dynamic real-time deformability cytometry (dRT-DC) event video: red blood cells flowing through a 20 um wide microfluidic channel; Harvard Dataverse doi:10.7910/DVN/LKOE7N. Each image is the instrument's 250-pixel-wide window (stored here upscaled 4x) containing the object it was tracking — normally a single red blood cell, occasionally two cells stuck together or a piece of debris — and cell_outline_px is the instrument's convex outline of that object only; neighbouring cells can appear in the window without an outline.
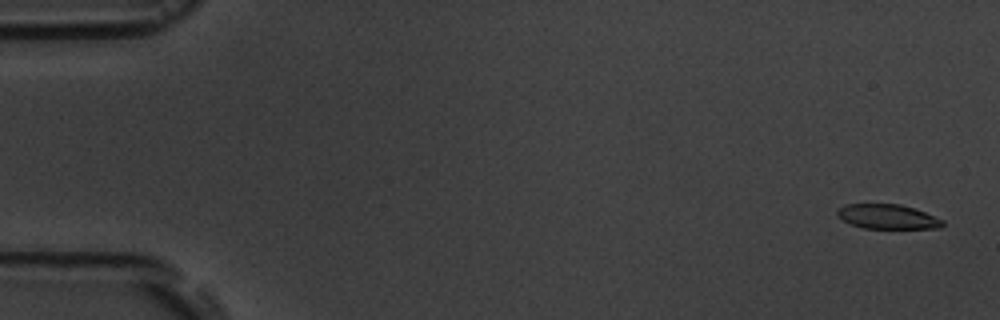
{"species": "common noctule bat (a hibernating species)", "species_latin": "Nyctalus noctula", "temperature_condition": "room temperature", "stored_images_in_passage": 5, "camera_frame_rate_fps": 3000, "um_per_image_px": 0.085, "animal": {"sex": "male", "body_mass_g": 19.5, "forearm_length_mm": 54.6}, "frame": {"image": 1, "passage_image": 1, "time_ms": 0.0, "image_size_px": [1000, 320], "cell_outline_px": [[944, 224], [940, 228], [864, 228], [852, 224], [836, 216], [836, 212], [844, 204], [900, 204], [924, 212], [944, 220]], "centroid_in_image_um": [75.43, 18.41], "position_along_channel_um": 9.6, "area_um2": 14.91}}
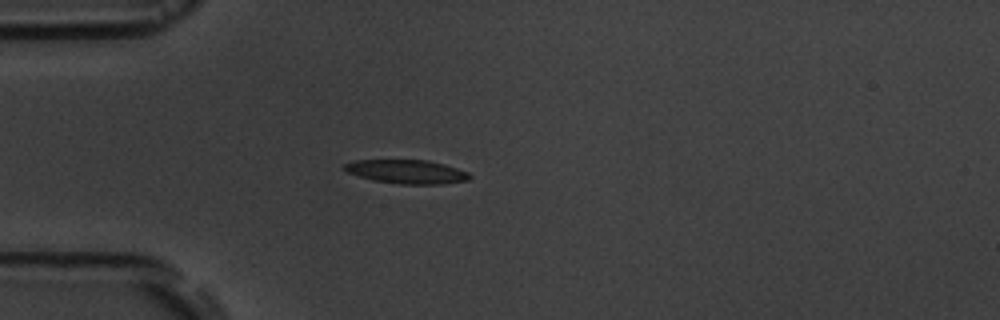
{"frame": {"image": 2, "passage_image": 5, "time_ms": 4.667, "image_size_px": [1000, 320], "cell_outline_px": [[472, 176], [468, 180], [440, 184], [400, 184], [376, 180], [344, 172], [340, 168], [344, 164], [356, 160], [428, 160], [444, 164], [468, 172]], "centroid_in_image_um": [34.54, 14.58], "position_along_channel_um": 50.5, "area_um2": 17.34}}